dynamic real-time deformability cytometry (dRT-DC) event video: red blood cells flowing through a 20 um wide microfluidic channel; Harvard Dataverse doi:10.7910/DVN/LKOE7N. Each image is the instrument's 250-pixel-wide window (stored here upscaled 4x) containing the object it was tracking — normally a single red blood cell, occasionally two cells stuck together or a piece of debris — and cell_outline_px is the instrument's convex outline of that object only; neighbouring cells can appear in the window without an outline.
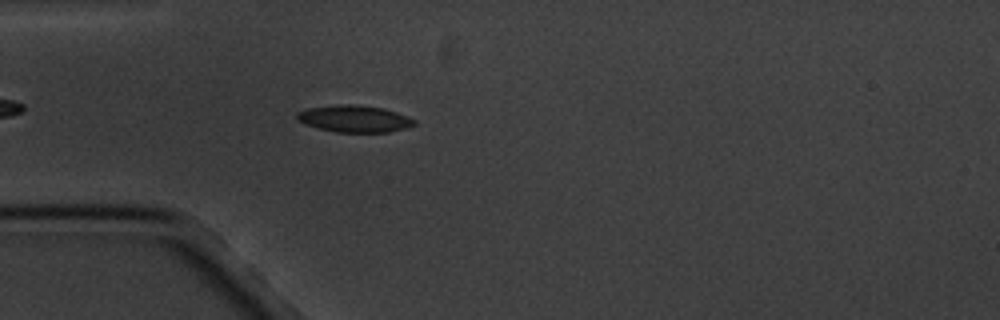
{"species": "common noctule bat (a hibernating species)", "species_latin": "Nyctalus noctula", "temperature_condition": "cold", "stored_images_in_passage": 4, "camera_frame_rate_fps": 3000, "um_per_image_px": 0.085, "animal": {"sex": "male", "body_mass_g": 20.1, "forearm_length_mm": 53.5}, "frame": {"image": 1, "passage_image": 4, "time_ms": 5.0, "image_size_px": [1000, 320], "cell_outline_px": [[416, 124], [404, 128], [388, 132], [336, 132], [316, 128], [304, 124], [296, 120], [296, 112], [308, 108], [336, 104], [356, 104], [384, 108], [396, 112], [416, 120]], "centroid_in_image_um": [30.07, 10.08], "position_along_channel_um": 54.9, "area_um2": 18.55}}